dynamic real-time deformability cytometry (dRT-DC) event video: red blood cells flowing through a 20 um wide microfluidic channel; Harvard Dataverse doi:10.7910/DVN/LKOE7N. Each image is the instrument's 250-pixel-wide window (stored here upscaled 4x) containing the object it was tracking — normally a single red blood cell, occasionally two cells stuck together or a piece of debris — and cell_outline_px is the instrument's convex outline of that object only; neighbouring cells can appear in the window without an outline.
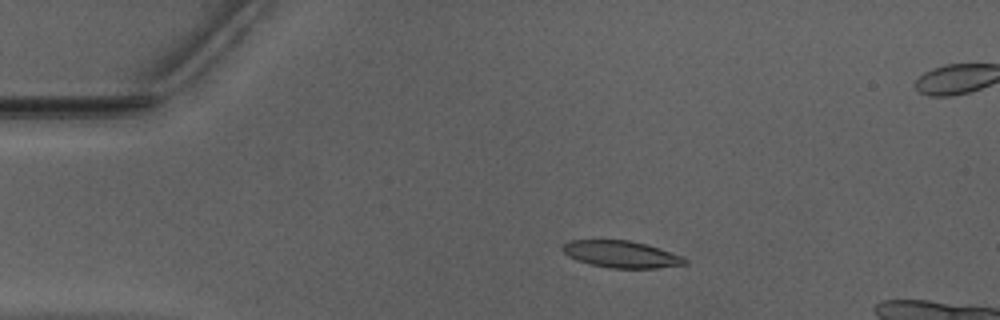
{"species": "Egyptian fruit bat (a non-hibernating species)", "species_latin": "Rousettus aegyptiacus", "temperature_condition": "warm", "stored_images_in_passage": 50, "camera_frame_rate_fps": 3000, "um_per_image_px": 0.085, "animal": {"sex": "male"}, "frame": {"image": 1, "passage_image": 10, "time_ms": 3.0, "image_size_px": [1000, 320], "cell_outline_px": [[688, 264], [656, 268], [612, 268], [592, 264], [568, 256], [564, 252], [564, 244], [568, 240], [628, 240], [644, 244], [680, 256], [688, 260]], "centroid_in_image_um": [52.81, 21.61], "position_along_channel_um": 32.2, "area_um2": 18.61}}
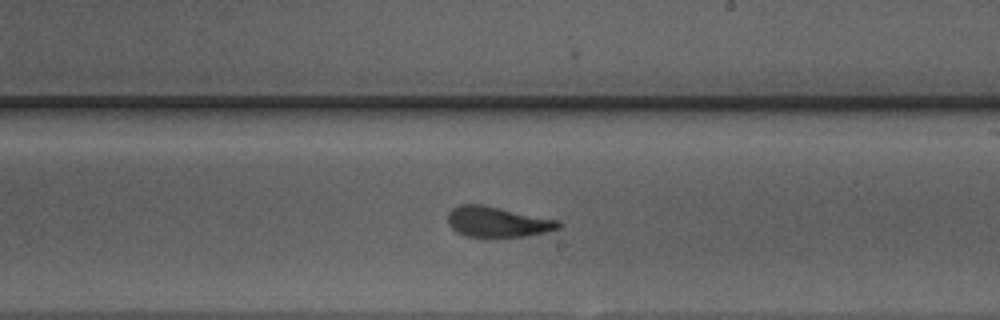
{"frame": {"image": 2, "passage_image": 30, "time_ms": 9.667, "image_size_px": [1000, 320], "cell_outline_px": [[564, 224], [560, 228], [544, 232], [524, 236], [496, 240], [484, 240], [464, 236], [456, 232], [448, 224], [448, 212], [452, 208], [460, 204], [484, 204], [560, 220]], "centroid_in_image_um": [42.27, 18.9], "position_along_channel_um": 246.7, "area_um2": 20.81}}
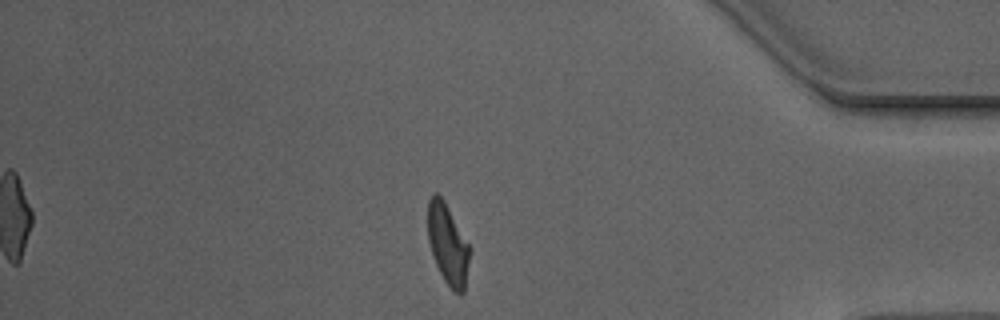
{"frame": {"image": 3, "passage_image": 44, "time_ms": 14.333, "image_size_px": [1000, 320], "cell_outline_px": [[468, 260], [464, 292], [460, 296], [444, 280], [436, 264], [428, 240], [428, 200], [432, 192], [436, 192], [444, 200], [468, 244]], "centroid_in_image_um": [38.02, 20.73], "position_along_channel_um": 397.2, "area_um2": 19.02}, "authors_computed_cell_mechanics": {"area_um2": 20.2011, "velocity_mm_per_s": 3.9616, "shape_relaxation_time_tau1_ms": 3.8199, "shape_relaxation_time_tau2_ms": 1.3563, "deformation_change_tau1": 0.1799, "deformation_change_tau2": 0.0982}}